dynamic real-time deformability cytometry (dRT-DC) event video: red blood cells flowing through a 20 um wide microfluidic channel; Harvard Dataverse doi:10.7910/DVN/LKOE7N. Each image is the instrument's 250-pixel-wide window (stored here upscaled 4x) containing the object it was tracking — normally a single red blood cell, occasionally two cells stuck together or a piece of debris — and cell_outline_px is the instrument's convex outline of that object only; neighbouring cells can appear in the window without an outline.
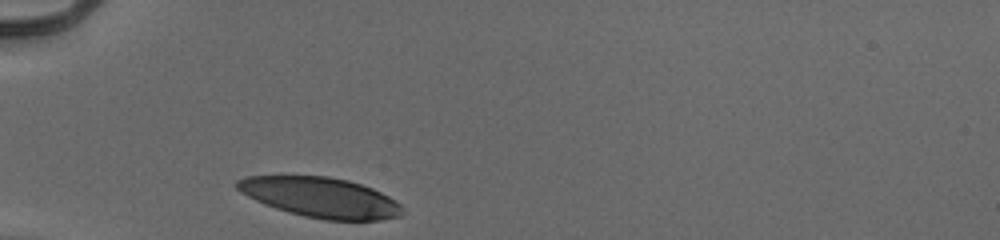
{"species": "human", "species_latin": "Homo sapiens", "temperature_condition": "cold", "stored_images_in_passage": 28, "camera_frame_rate_fps": 3000, "um_per_image_px": 0.085, "donor": {"sex": "male"}, "frame": {"image": 1, "passage_image": 1, "time_ms": 0.0, "image_size_px": [1000, 240], "cell_outline_px": [[400, 216], [380, 220], [324, 220], [304, 216], [288, 212], [276, 208], [256, 200], [240, 192], [236, 188], [236, 180], [244, 176], [328, 176], [348, 180], [372, 188], [388, 196], [400, 204]], "centroid_in_image_um": [27.21, 16.77], "position_along_channel_um": 57.8, "area_um2": 38.32}}
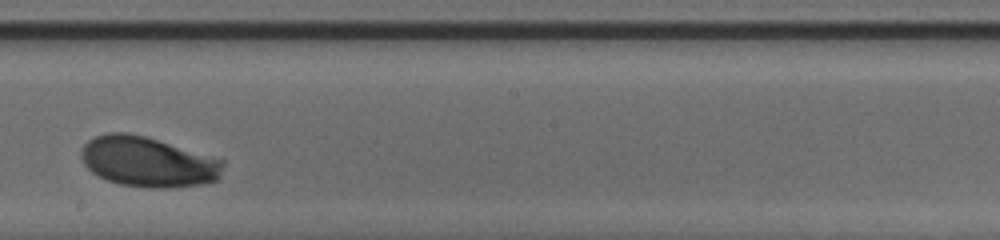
{"frame": {"image": 2, "passage_image": 16, "time_ms": 5.0, "image_size_px": [1000, 240], "cell_outline_px": [[224, 164], [220, 176], [216, 180], [204, 184], [168, 188], [148, 188], [120, 184], [108, 180], [92, 172], [84, 164], [80, 156], [80, 148], [88, 140], [96, 136], [108, 132], [128, 132], [144, 136], [224, 160]], "centroid_in_image_um": [12.55, 13.76], "position_along_channel_um": 235.7, "area_um2": 41.44}}
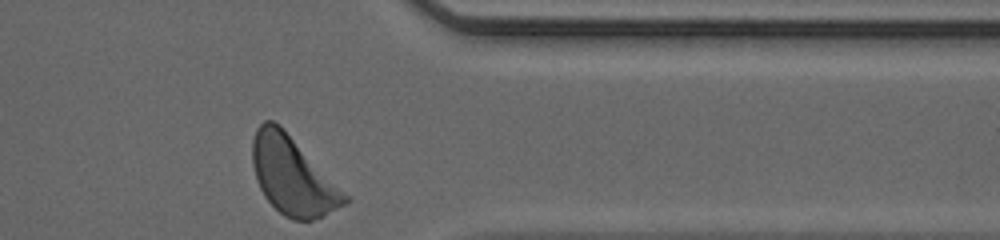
{"frame": {"image": 3, "passage_image": 28, "time_ms": 9.0, "image_size_px": [1000, 240], "cell_outline_px": [[352, 200], [324, 216], [312, 220], [292, 220], [284, 216], [264, 196], [256, 180], [252, 164], [252, 140], [256, 128], [264, 120], [272, 120], [280, 124]], "centroid_in_image_um": [24.85, 14.94], "position_along_channel_um": 386.5, "area_um2": 41.67}, "authors_computed_cell_mechanics": {"area_um2": 41.038, "velocity_mm_per_s": 3.8968, "shape_relaxation_time_tau1_ms": 1.4275, "shape_relaxation_time_tau2_ms": null, "deformation_change_tau1": 0.1043, "deformation_change_tau2": null}}